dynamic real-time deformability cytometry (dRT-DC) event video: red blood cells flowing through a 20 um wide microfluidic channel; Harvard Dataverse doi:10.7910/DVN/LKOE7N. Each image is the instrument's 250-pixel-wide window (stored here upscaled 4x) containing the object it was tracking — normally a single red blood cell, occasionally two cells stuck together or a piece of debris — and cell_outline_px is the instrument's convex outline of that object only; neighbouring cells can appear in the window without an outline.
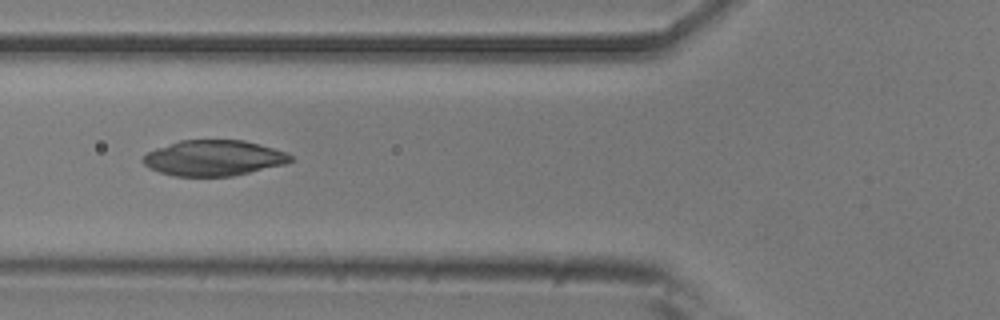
{"species": "common noctule bat (a hibernating species)", "species_latin": "Nyctalus noctula", "temperature_condition": "room temperature", "stored_images_in_passage": 51, "camera_frame_rate_fps": 3000, "um_per_image_px": 0.085, "animal": {"sex": "male", "body_mass_g": 20.5, "forearm_length_mm": 52.5}, "frame": {"image": 1, "passage_image": 18, "time_ms": 5.667, "image_size_px": [1000, 320], "cell_outline_px": [[292, 160], [284, 164], [232, 176], [176, 176], [160, 172], [144, 164], [144, 156], [148, 152], [156, 148], [180, 140], [244, 140], [260, 144], [288, 152], [292, 156]], "centroid_in_image_um": [18.2, 13.42], "position_along_channel_um": 107.6, "area_um2": 30.35}}
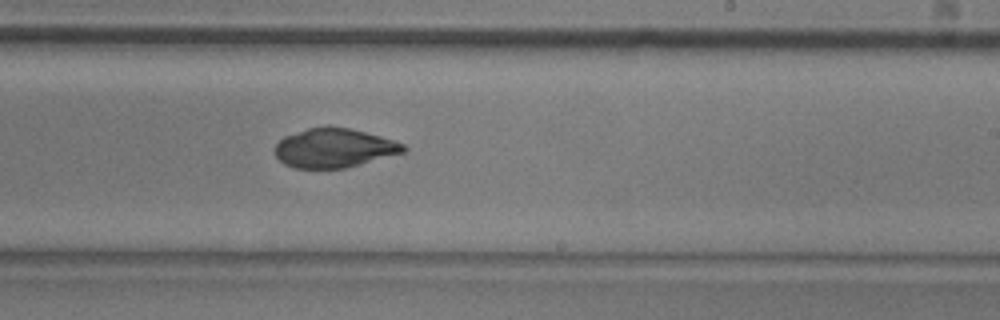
{"frame": {"image": 2, "passage_image": 30, "time_ms": 9.667, "image_size_px": [1000, 320], "cell_outline_px": [[408, 148], [404, 152], [344, 168], [296, 168], [284, 164], [276, 156], [276, 144], [284, 136], [308, 128], [328, 124], [348, 128], [380, 136], [404, 144]], "centroid_in_image_um": [28.38, 12.56], "position_along_channel_um": 260.6, "area_um2": 29.19}}
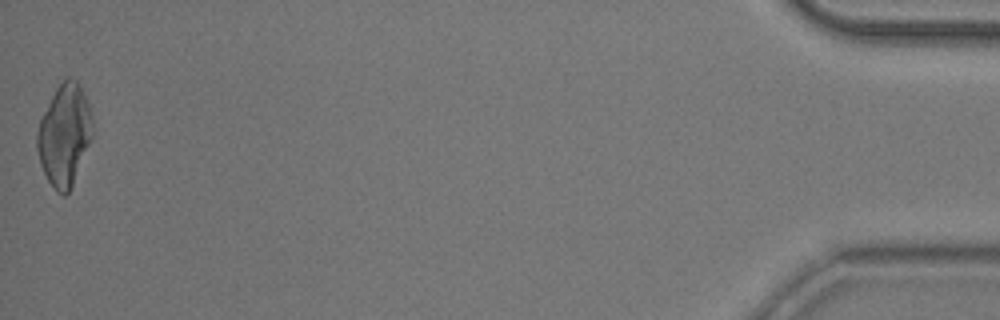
{"frame": {"image": 3, "passage_image": 51, "time_ms": 16.667, "image_size_px": [1000, 320], "cell_outline_px": [[92, 136], [72, 184], [68, 192], [64, 196], [56, 192], [48, 180], [40, 164], [36, 148], [36, 136], [40, 120], [56, 88], [68, 76], [76, 80], [84, 92], [92, 116]], "centroid_in_image_um": [5.46, 11.47], "position_along_channel_um": 429.7, "area_um2": 32.25}}